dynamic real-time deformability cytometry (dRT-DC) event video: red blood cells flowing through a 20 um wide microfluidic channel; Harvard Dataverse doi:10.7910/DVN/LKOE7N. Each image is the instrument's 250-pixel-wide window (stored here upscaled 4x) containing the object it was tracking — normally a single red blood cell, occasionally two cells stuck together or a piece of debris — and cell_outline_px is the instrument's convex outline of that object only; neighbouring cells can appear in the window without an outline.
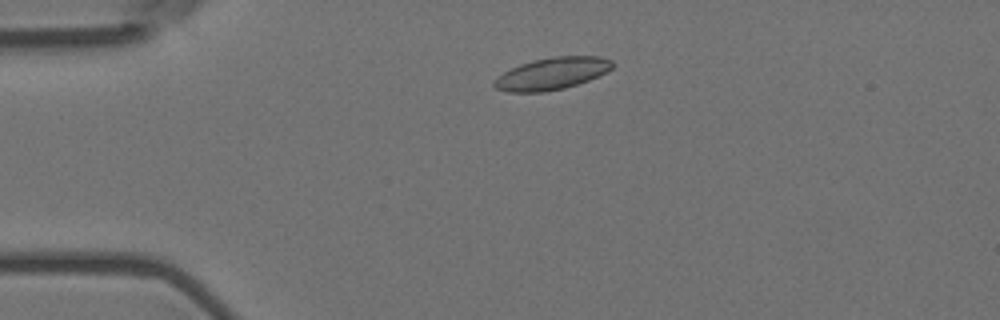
{"species": "Egyptian fruit bat (a non-hibernating species)", "species_latin": "Rousettus aegyptiacus", "temperature_condition": "room temperature", "stored_images_in_passage": 3, "camera_frame_rate_fps": 3000, "um_per_image_px": 0.085, "animal": {"sex": "female"}, "frame": {"image": 1, "passage_image": 2, "time_ms": 0.333, "image_size_px": [1000, 320], "cell_outline_px": [[612, 68], [608, 72], [588, 80], [564, 88], [544, 92], [508, 92], [496, 88], [492, 84], [504, 72], [520, 64], [532, 60], [552, 56], [600, 56], [612, 60]], "centroid_in_image_um": [46.94, 6.24], "position_along_channel_um": 38.1, "area_um2": 21.96}}